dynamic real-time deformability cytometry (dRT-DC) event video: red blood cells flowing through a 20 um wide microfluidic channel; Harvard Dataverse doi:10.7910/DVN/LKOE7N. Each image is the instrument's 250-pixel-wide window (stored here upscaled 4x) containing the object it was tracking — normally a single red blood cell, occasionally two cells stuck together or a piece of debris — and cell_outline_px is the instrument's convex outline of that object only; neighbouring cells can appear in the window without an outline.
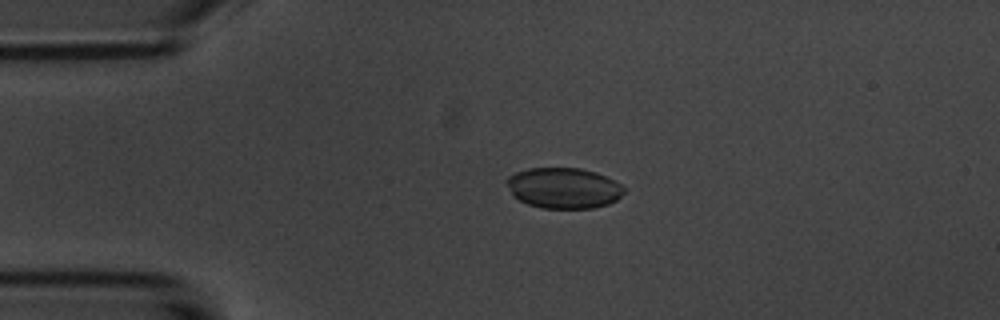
{"species": "common noctule bat (a hibernating species)", "species_latin": "Nyctalus noctula", "temperature_condition": "room temperature", "stored_images_in_passage": 5, "camera_frame_rate_fps": 3000, "um_per_image_px": 0.085, "animal": {"sex": "male", "body_mass_g": 20.1, "forearm_length_mm": 53.5}, "frame": {"image": 1, "passage_image": 4, "time_ms": 3.667, "image_size_px": [1000, 320], "cell_outline_px": [[628, 188], [616, 200], [608, 204], [592, 208], [540, 208], [528, 204], [512, 196], [504, 180], [508, 176], [516, 172], [528, 168], [580, 168], [596, 172]], "centroid_in_image_um": [47.88, 15.98], "position_along_channel_um": 37.1, "area_um2": 27.98}}